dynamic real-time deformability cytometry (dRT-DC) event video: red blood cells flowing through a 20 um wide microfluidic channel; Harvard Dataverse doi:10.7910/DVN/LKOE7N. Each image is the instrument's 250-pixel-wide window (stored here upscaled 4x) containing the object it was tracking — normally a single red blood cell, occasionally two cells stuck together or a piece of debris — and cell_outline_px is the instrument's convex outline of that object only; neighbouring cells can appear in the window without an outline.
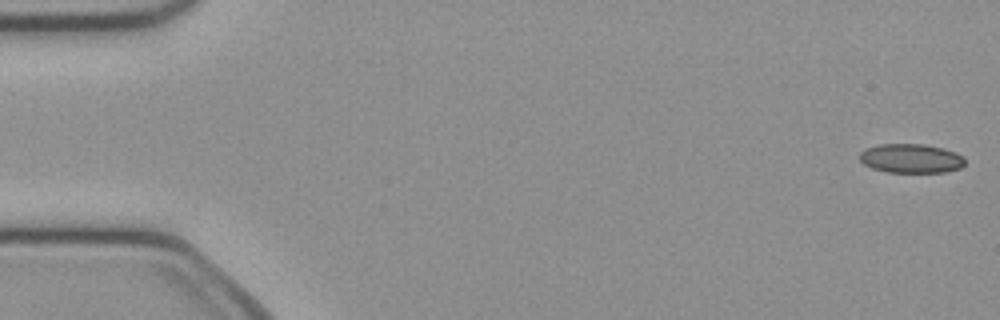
{"species": "common noctule bat (a hibernating species)", "species_latin": "Nyctalus noctula", "temperature_condition": "cold", "stored_images_in_passage": 51, "camera_frame_rate_fps": 3000, "um_per_image_px": 0.085, "animal": {"sex": "female", "body_mass_g": 21.9}, "frame": {"image": 1, "passage_image": 1, "time_ms": 0.0, "image_size_px": [1000, 320], "cell_outline_px": [[964, 164], [960, 168], [944, 172], [888, 172], [872, 168], [864, 164], [860, 160], [860, 152], [864, 148], [876, 144], [924, 144], [944, 148], [956, 152], [964, 156]], "centroid_in_image_um": [77.43, 13.45], "position_along_channel_um": 7.6, "area_um2": 18.03}}
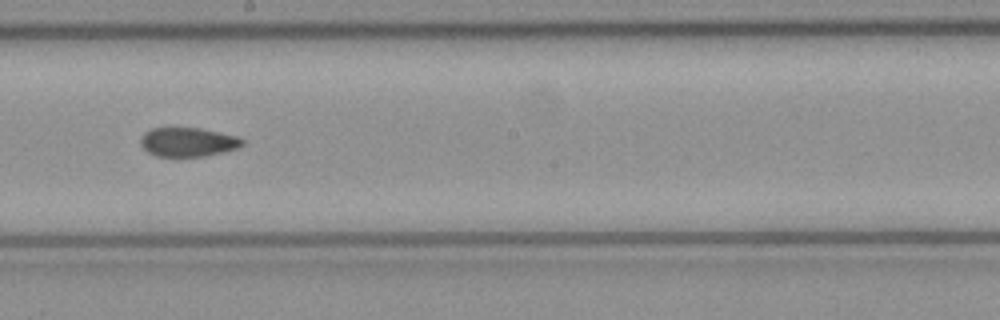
{"frame": {"image": 2, "passage_image": 28, "time_ms": 9.0, "image_size_px": [1000, 320], "cell_outline_px": [[244, 144], [240, 148], [224, 152], [204, 156], [156, 156], [148, 152], [140, 144], [140, 136], [144, 132], [152, 128], [200, 128], [236, 136], [244, 140]], "centroid_in_image_um": [15.98, 12.07], "position_along_channel_um": 232.2, "area_um2": 17.28}}
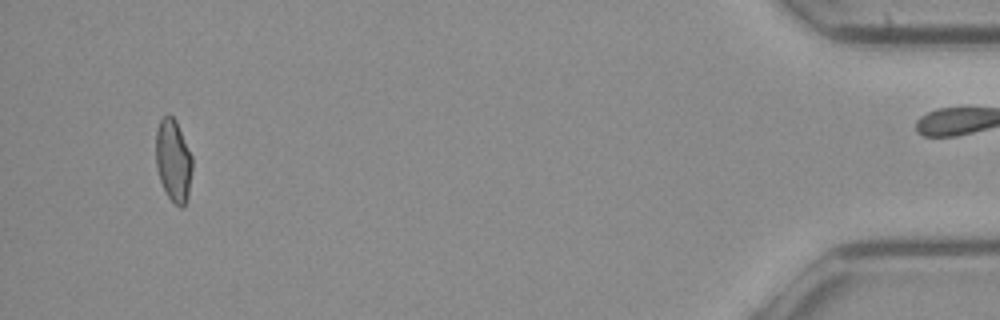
{"frame": {"image": 3, "passage_image": 48, "time_ms": 15.667, "image_size_px": [1000, 320], "cell_outline_px": [[192, 168], [188, 196], [184, 208], [180, 208], [172, 204], [160, 180], [156, 164], [156, 128], [160, 120], [168, 112], [176, 120], [192, 156]], "centroid_in_image_um": [14.73, 13.66], "position_along_channel_um": 420.5, "area_um2": 17.69}, "authors_computed_cell_mechanics": {"area_um2": 18.207, "velocity_mm_per_s": 4.0631, "shape_relaxation_time_tau1_ms": null, "shape_relaxation_time_tau2_ms": 2.424, "deformation_change_tau1": null, "deformation_change_tau2": 0.0689}}